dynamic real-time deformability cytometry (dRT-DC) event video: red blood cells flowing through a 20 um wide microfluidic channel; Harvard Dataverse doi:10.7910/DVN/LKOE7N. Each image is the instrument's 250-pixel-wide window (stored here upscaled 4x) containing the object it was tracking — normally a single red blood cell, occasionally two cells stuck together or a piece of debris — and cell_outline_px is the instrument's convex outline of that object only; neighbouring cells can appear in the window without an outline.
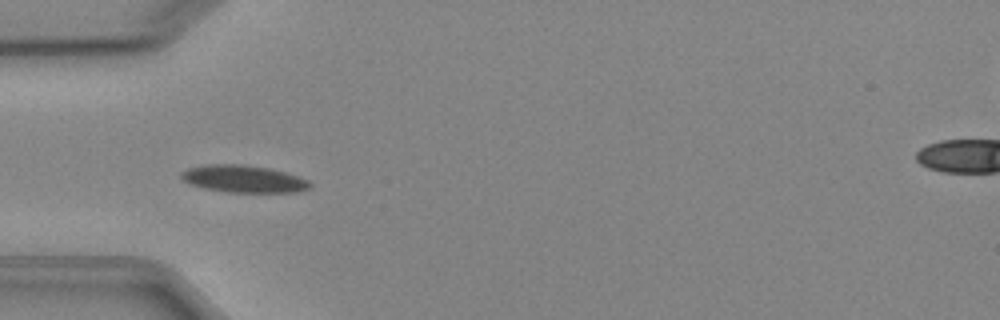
{"species": "Egyptian fruit bat (a non-hibernating species)", "species_latin": "Rousettus aegyptiacus", "temperature_condition": "cold", "stored_images_in_passage": 5, "camera_frame_rate_fps": 3000, "um_per_image_px": 0.085, "animal": {"sex": "female"}, "frame": {"image": 1, "passage_image": 5, "time_ms": 5.0, "image_size_px": [1000, 320], "cell_outline_px": [[312, 188], [296, 192], [228, 192], [204, 188], [180, 180], [180, 172], [188, 168], [208, 164], [240, 164], [268, 168], [284, 172], [308, 180], [312, 184]], "centroid_in_image_um": [20.68, 15.21], "position_along_channel_um": 64.3, "area_um2": 20.4}}